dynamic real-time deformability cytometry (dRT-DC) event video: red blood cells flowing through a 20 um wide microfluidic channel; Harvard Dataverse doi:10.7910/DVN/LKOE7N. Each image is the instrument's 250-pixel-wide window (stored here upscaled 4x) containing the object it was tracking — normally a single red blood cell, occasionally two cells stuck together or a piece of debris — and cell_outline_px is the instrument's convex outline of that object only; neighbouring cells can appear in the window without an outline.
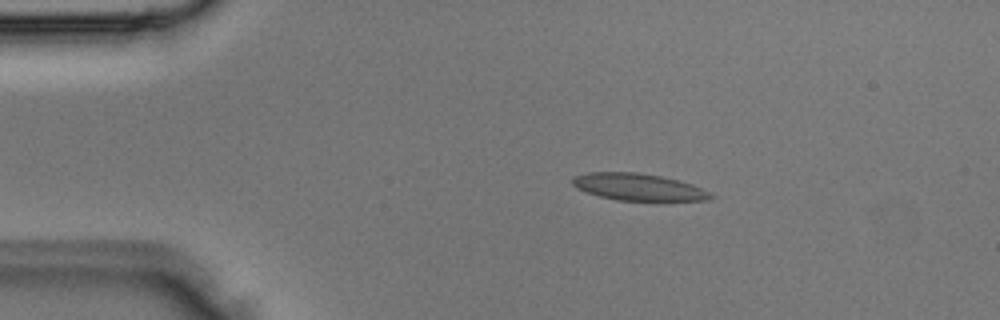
{"species": "Egyptian fruit bat (a non-hibernating species)", "species_latin": "Rousettus aegyptiacus", "temperature_condition": "room temperature", "stored_images_in_passage": 3, "camera_frame_rate_fps": 3000, "um_per_image_px": 0.085, "animal": {"sex": "male"}, "frame": {"image": 1, "passage_image": 2, "time_ms": 0.333, "image_size_px": [1000, 320], "cell_outline_px": [[716, 196], [708, 200], [656, 204], [616, 200], [600, 196], [576, 188], [572, 184], [572, 176], [588, 172], [640, 172], [680, 180], [692, 184]], "centroid_in_image_um": [54.34, 15.95], "position_along_channel_um": 30.7, "area_um2": 22.95}}